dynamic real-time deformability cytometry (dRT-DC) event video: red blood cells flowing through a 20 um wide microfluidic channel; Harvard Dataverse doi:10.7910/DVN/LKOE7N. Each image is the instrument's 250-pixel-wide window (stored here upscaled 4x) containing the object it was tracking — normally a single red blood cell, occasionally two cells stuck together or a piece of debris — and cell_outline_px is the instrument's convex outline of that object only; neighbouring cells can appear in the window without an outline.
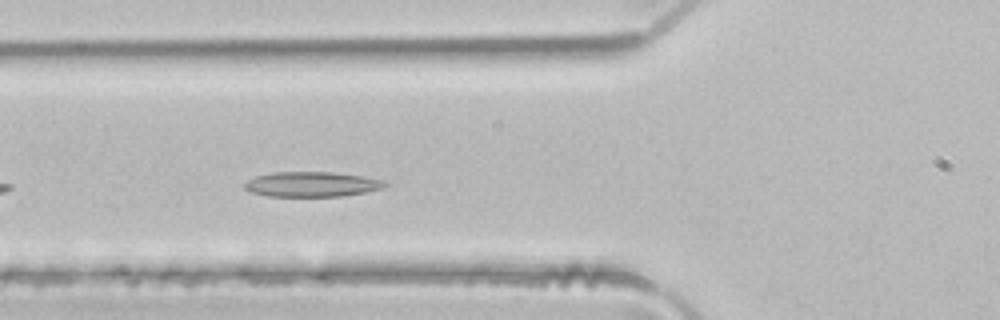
{"species": "common noctule bat (a hibernating species)", "species_latin": "Nyctalus noctula", "temperature_condition": "room temperature", "stored_images_in_passage": 20, "camera_frame_rate_fps": 3000, "um_per_image_px": 0.085, "animal": {"sex": "male", "body_mass_g": 21.5, "forearm_length_mm": 52.0}, "frame": {"image": 1, "passage_image": 5, "time_ms": 1.333, "image_size_px": [1000, 320], "cell_outline_px": [[388, 184], [384, 188], [344, 196], [268, 196], [252, 192], [244, 188], [244, 184], [248, 180], [256, 176], [276, 172], [332, 172], [364, 176], [384, 180]], "centroid_in_image_um": [26.54, 15.66], "position_along_channel_um": 99.3, "area_um2": 20.4}}
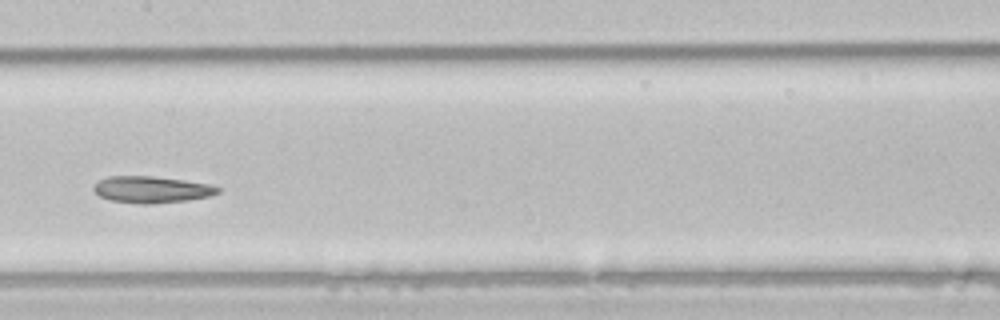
{"frame": {"image": 2, "passage_image": 12, "time_ms": 3.667, "image_size_px": [1000, 320], "cell_outline_px": [[220, 192], [208, 196], [188, 200], [148, 204], [136, 204], [108, 200], [100, 196], [92, 188], [92, 184], [96, 180], [108, 176], [152, 176], [184, 180], [212, 184], [220, 188]], "centroid_in_image_um": [12.83, 16.1], "position_along_channel_um": 194.6, "area_um2": 19.54}}
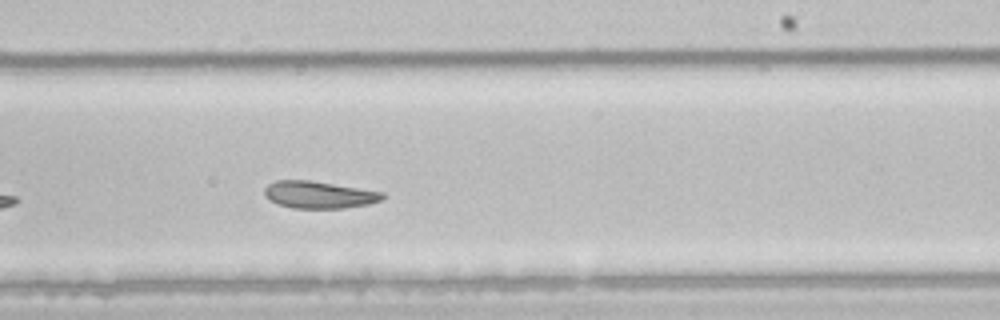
{"frame": {"image": 3, "passage_image": 17, "time_ms": 5.333, "image_size_px": [1000, 320], "cell_outline_px": [[388, 196], [380, 200], [368, 204], [344, 208], [292, 208], [268, 200], [264, 196], [264, 188], [268, 184], [276, 180], [308, 180], [384, 192]], "centroid_in_image_um": [27.1, 16.55], "position_along_channel_um": 261.9, "area_um2": 18.67}}